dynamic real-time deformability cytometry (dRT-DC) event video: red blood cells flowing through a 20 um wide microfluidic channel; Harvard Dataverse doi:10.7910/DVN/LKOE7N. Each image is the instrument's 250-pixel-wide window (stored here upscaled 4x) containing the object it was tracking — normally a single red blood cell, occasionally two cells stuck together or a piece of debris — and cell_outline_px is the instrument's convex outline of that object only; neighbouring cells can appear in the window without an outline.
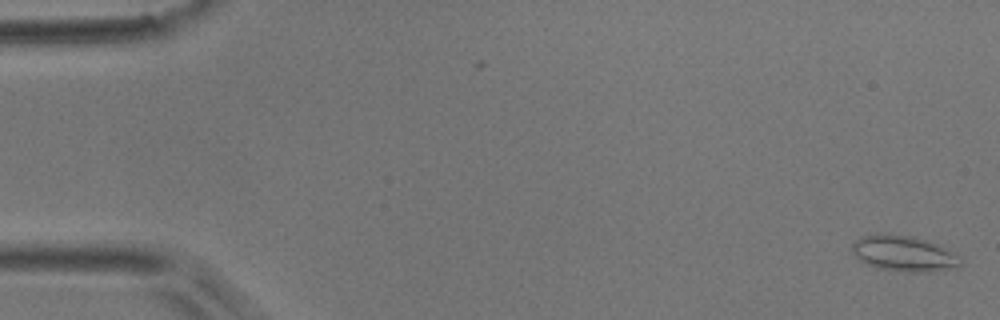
{"species": "common noctule bat (a hibernating species)", "species_latin": "Nyctalus noctula", "temperature_condition": "room temperature", "stored_images_in_passage": 53, "camera_frame_rate_fps": 3000, "um_per_image_px": 0.085, "animal": {"sex": "male", "body_mass_g": 17.9}, "frame": {"image": 1, "passage_image": 1, "time_ms": 0.0, "image_size_px": [1000, 320], "cell_outline_px": [[964, 260], [960, 268], [932, 272], [904, 272], [876, 268], [860, 260], [856, 256], [852, 248], [852, 244], [856, 240], [864, 236], [876, 232], [912, 236], [936, 244], [960, 256]], "centroid_in_image_um": [76.88, 21.57], "position_along_channel_um": 8.1, "area_um2": 22.83}}
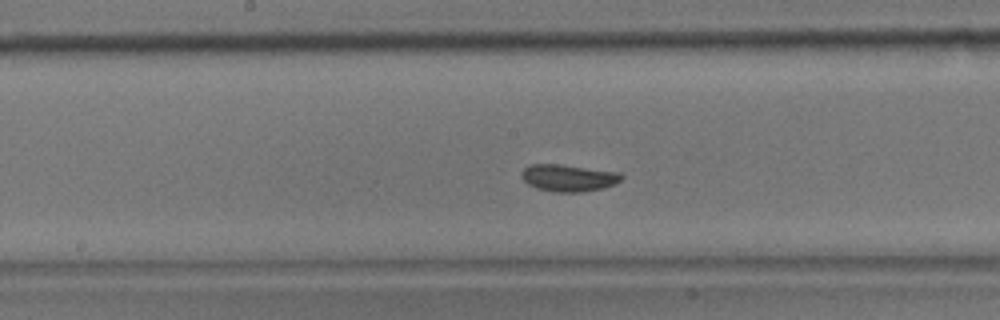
{"frame": {"image": 2, "passage_image": 27, "time_ms": 8.667, "image_size_px": [1000, 320], "cell_outline_px": [[624, 176], [616, 184], [600, 188], [580, 192], [552, 192], [536, 188], [528, 184], [520, 176], [520, 172], [528, 164], [556, 164], [620, 172]], "centroid_in_image_um": [48.28, 15.12], "position_along_channel_um": 199.9, "area_um2": 15.72}}
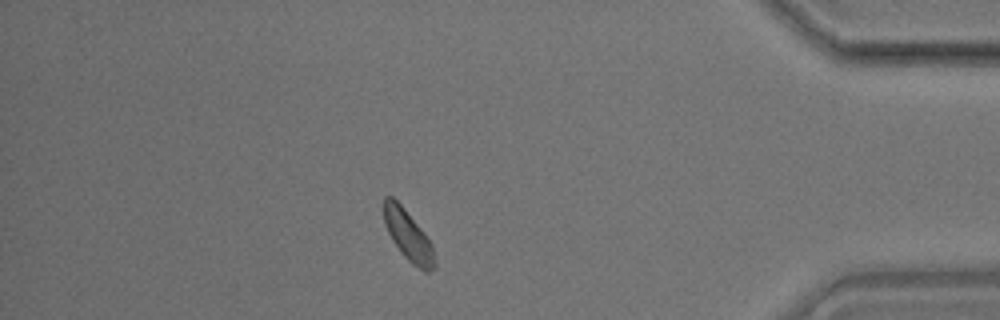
{"frame": {"image": 3, "passage_image": 46, "time_ms": 15.0, "image_size_px": [1000, 320], "cell_outline_px": [[436, 264], [428, 272], [424, 272], [412, 264], [400, 252], [392, 240], [384, 224], [384, 196], [392, 196], [404, 208], [424, 232], [432, 244]], "centroid_in_image_um": [34.69, 20.03], "position_along_channel_um": 400.5, "area_um2": 14.85}, "authors_computed_cell_mechanics": {"area_um2": 15.2592, "velocity_mm_per_s": 3.7813, "shape_relaxation_time_tau1_ms": null, "shape_relaxation_time_tau2_ms": 1.1941, "deformation_change_tau1": null, "deformation_change_tau2": 0.0617}}